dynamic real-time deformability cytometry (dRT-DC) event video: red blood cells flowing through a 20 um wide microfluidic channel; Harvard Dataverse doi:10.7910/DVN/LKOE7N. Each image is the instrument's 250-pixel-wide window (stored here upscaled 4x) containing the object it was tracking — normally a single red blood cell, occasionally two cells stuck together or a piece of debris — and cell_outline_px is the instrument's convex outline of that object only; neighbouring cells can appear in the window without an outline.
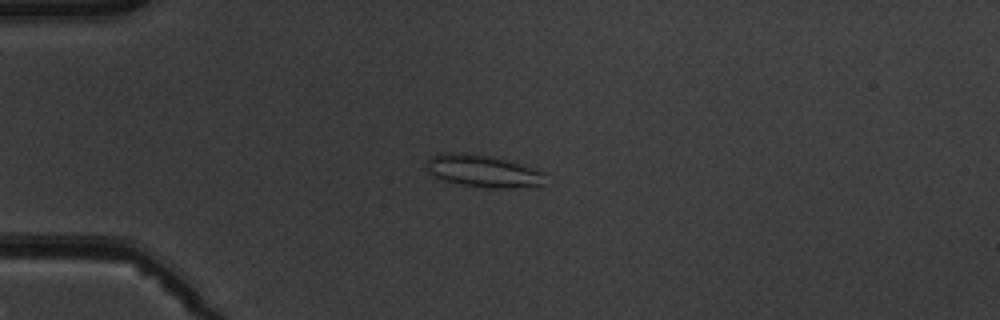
{"species": "common noctule bat (a hibernating species)", "species_latin": "Nyctalus noctula", "temperature_condition": "warm", "stored_images_in_passage": 8, "camera_frame_rate_fps": 3000, "um_per_image_px": 0.085, "animal": {"sex": "male", "body_mass_g": 19.5, "forearm_length_mm": 54.6}, "frame": {"image": 1, "passage_image": 4, "time_ms": 3.667, "image_size_px": [1000, 320], "cell_outline_px": [[544, 184], [516, 188], [488, 188], [460, 184], [440, 180], [428, 172], [424, 164], [424, 160], [440, 152], [468, 152], [492, 156], [508, 160], [536, 168], [544, 172]], "centroid_in_image_um": [41.0, 14.52], "position_along_channel_um": 44.0, "area_um2": 22.95}}
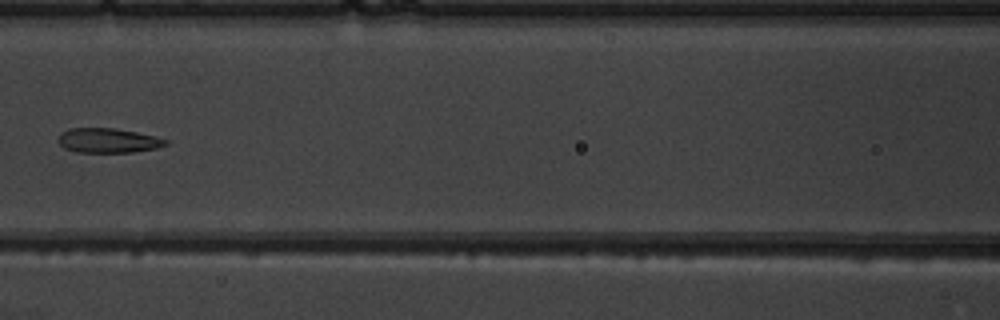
{"frame": {"image": 2, "passage_image": 7, "time_ms": 7.333, "image_size_px": [1000, 320], "cell_outline_px": [[168, 144], [156, 148], [132, 152], [76, 152], [64, 148], [56, 140], [60, 132], [68, 128], [112, 128], [136, 132], [156, 136], [168, 140]], "centroid_in_image_um": [9.15, 11.94], "position_along_channel_um": 157.5, "area_um2": 15.49}}
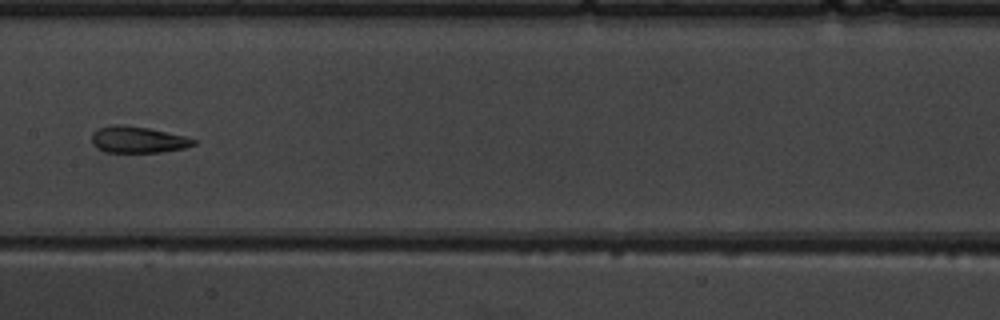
{"frame": {"image": 3, "passage_image": 8, "time_ms": 8.333, "image_size_px": [1000, 320], "cell_outline_px": [[196, 144], [184, 148], [160, 152], [104, 152], [96, 148], [92, 144], [92, 132], [100, 128], [112, 124], [120, 124], [148, 128], [184, 136], [196, 140]], "centroid_in_image_um": [11.68, 11.87], "position_along_channel_um": 195.7, "area_um2": 15.66}}